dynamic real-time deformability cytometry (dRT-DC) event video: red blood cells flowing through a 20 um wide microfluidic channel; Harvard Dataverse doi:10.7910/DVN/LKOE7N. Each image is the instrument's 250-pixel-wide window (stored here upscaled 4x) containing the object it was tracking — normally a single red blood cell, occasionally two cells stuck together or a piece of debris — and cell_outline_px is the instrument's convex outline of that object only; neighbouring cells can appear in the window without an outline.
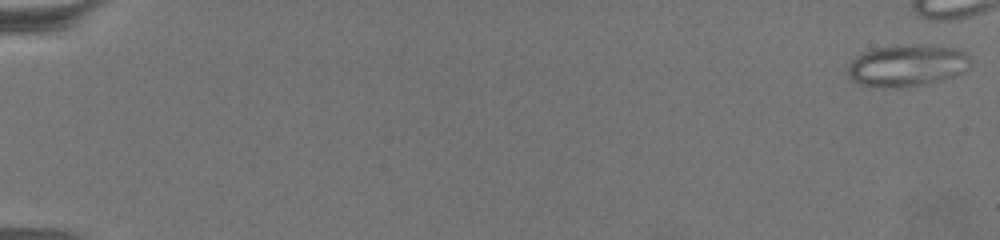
{"species": "common noctule bat (a hibernating species)", "species_latin": "Nyctalus noctula", "temperature_condition": "warm", "stored_images_in_passage": 41, "camera_frame_rate_fps": 3000, "um_per_image_px": 0.085, "animal": {"sex": "female", "body_mass_g": 19.5, "forearm_length_mm": 54.1}, "frame": {"image": 1, "passage_image": 1, "time_ms": 0.0, "image_size_px": [1000, 240], "cell_outline_px": [[968, 60], [964, 72], [956, 76], [944, 80], [924, 84], [896, 88], [888, 88], [860, 84], [848, 76], [848, 64], [856, 56], [872, 48], [956, 48], [964, 52], [968, 56]], "centroid_in_image_um": [77.05, 5.64], "position_along_channel_um": 8.0, "area_um2": 28.55}}
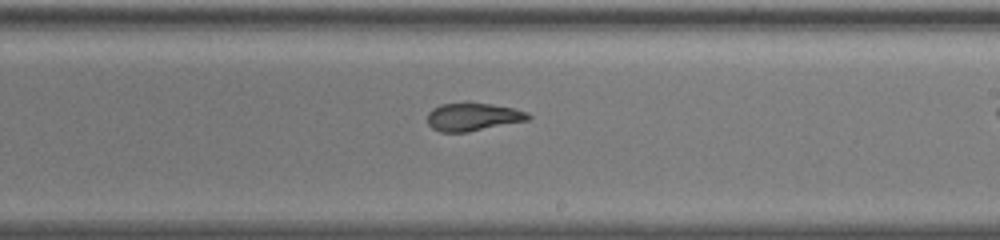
{"frame": {"image": 2, "passage_image": 28, "time_ms": 9.0, "image_size_px": [1000, 240], "cell_outline_px": [[532, 116], [528, 120], [468, 132], [440, 132], [432, 128], [428, 124], [428, 112], [432, 108], [440, 104], [492, 104], [512, 108], [528, 112]], "centroid_in_image_um": [40.19, 9.95], "position_along_channel_um": 248.8, "area_um2": 16.18}}
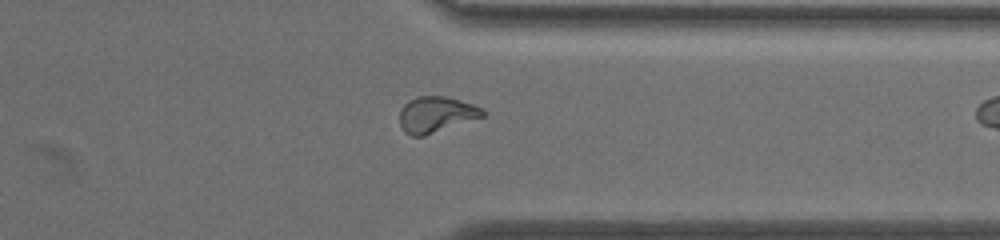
{"frame": {"image": 3, "passage_image": 40, "time_ms": 13.0, "image_size_px": [1000, 240], "cell_outline_px": [[488, 112], [484, 116], [424, 136], [412, 136], [404, 132], [400, 128], [400, 108], [408, 100], [416, 96], [444, 96], [460, 100], [484, 108]], "centroid_in_image_um": [37.06, 9.73], "position_along_channel_um": 374.3, "area_um2": 17.57}}